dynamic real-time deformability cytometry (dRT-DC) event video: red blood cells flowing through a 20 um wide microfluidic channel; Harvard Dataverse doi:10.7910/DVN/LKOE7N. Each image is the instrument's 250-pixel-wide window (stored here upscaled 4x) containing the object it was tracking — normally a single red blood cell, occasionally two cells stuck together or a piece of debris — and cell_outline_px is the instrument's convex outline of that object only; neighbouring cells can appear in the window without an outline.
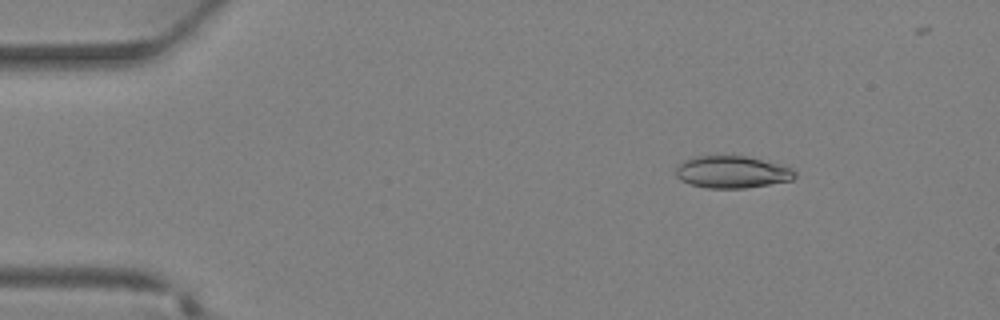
{"species": "Egyptian fruit bat (a non-hibernating species)", "species_latin": "Rousettus aegyptiacus", "temperature_condition": "warm", "stored_images_in_passage": 3, "camera_frame_rate_fps": 3000, "um_per_image_px": 0.085, "animal": {"sex": "female"}, "frame": {"image": 1, "passage_image": 1, "time_ms": 0.0, "image_size_px": [1000, 320], "cell_outline_px": [[796, 176], [792, 180], [744, 188], [704, 188], [680, 180], [676, 176], [676, 168], [684, 160], [696, 156], [744, 156], [780, 164], [792, 168], [796, 172]], "centroid_in_image_um": [62.22, 14.62], "position_along_channel_um": 22.8, "area_um2": 22.14}}